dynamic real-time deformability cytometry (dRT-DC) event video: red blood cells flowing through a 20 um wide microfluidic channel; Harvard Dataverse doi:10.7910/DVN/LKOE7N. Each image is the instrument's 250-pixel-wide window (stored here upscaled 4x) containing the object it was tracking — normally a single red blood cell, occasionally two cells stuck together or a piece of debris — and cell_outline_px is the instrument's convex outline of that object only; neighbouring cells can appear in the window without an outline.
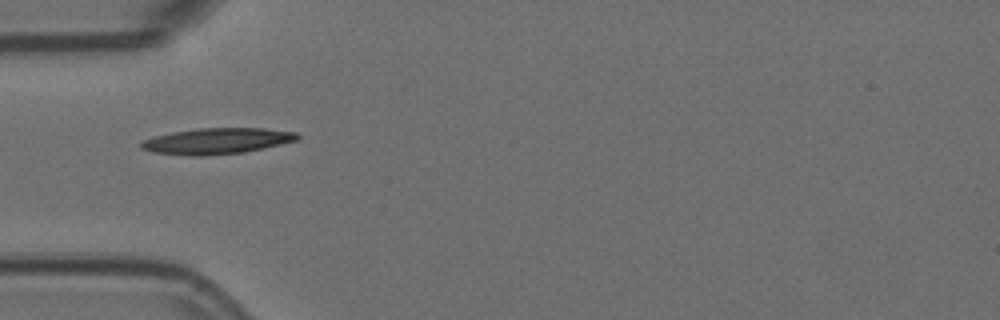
{"species": "Egyptian fruit bat (a non-hibernating species)", "species_latin": "Rousettus aegyptiacus", "temperature_condition": "room temperature", "stored_images_in_passage": 40, "camera_frame_rate_fps": 3000, "um_per_image_px": 0.085, "animal": {"sex": "female"}, "frame": {"image": 1, "passage_image": 1, "time_ms": 0.0, "image_size_px": [1000, 320], "cell_outline_px": [[300, 140], [264, 148], [244, 152], [204, 156], [188, 156], [152, 152], [140, 148], [140, 144], [144, 140], [152, 136], [172, 132], [200, 128], [264, 128], [296, 132], [300, 136]], "centroid_in_image_um": [18.44, 11.99], "position_along_channel_um": 66.6, "area_um2": 23.87}}
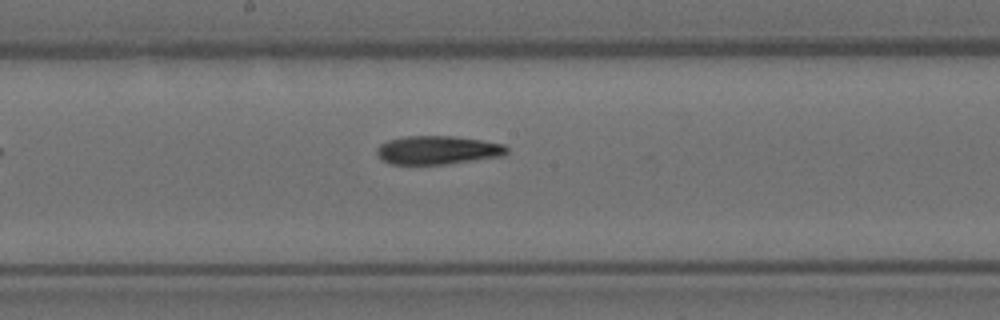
{"frame": {"image": 2, "passage_image": 13, "time_ms": 4.0, "image_size_px": [1000, 320], "cell_outline_px": [[508, 152], [504, 156], [448, 164], [388, 164], [380, 160], [376, 152], [376, 148], [380, 144], [388, 140], [404, 136], [452, 136], [480, 140], [504, 144], [508, 148]], "centroid_in_image_um": [37.18, 12.76], "position_along_channel_um": 211.0, "area_um2": 21.85}}
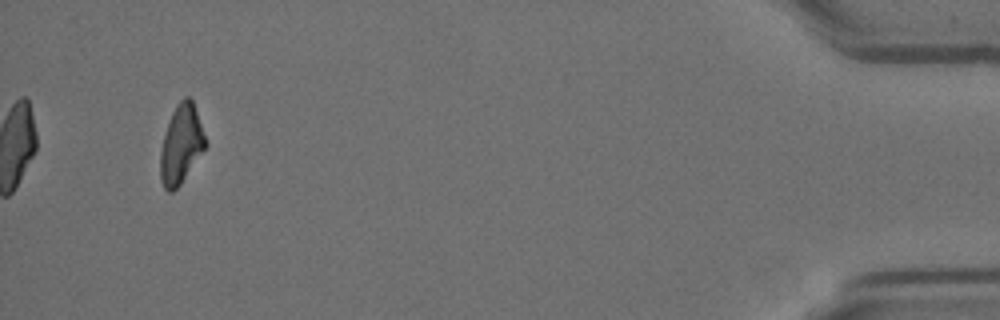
{"frame": {"image": 3, "passage_image": 37, "time_ms": 12.0, "image_size_px": [1000, 320], "cell_outline_px": [[208, 144], [180, 184], [172, 192], [168, 192], [164, 188], [160, 180], [160, 152], [164, 136], [172, 112], [176, 104], [184, 96], [188, 96], [192, 100]], "centroid_in_image_um": [15.39, 12.27], "position_along_channel_um": 419.8, "area_um2": 20.46}, "authors_computed_cell_mechanics": {"area_um2": 21.7328, "velocity_mm_per_s": 3.6017, "shape_relaxation_time_tau1_ms": null, "shape_relaxation_time_tau2_ms": 8.7474, "deformation_change_tau1": null, "deformation_change_tau2": 0.2049}}